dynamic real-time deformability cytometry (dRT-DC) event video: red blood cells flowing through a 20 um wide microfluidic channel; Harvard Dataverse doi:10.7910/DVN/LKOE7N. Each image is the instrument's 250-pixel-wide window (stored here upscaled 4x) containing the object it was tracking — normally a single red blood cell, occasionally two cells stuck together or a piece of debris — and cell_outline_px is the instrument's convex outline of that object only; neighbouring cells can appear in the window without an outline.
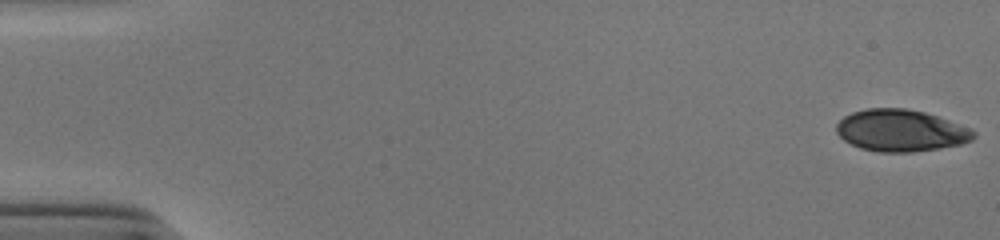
{"species": "human", "species_latin": "Homo sapiens", "temperature_condition": "cold", "stored_images_in_passage": 10, "camera_frame_rate_fps": 3000, "um_per_image_px": 0.085, "donor": {"sex": "male"}, "frame": {"image": 1, "passage_image": 1, "time_ms": 0.0, "image_size_px": [1000, 240], "cell_outline_px": [[976, 136], [972, 140], [960, 144], [940, 148], [912, 152], [876, 152], [860, 148], [844, 140], [836, 132], [836, 124], [844, 116], [852, 112], [868, 108], [908, 108], [924, 112], [972, 128], [976, 132]], "centroid_in_image_um": [76.57, 11.09], "position_along_channel_um": 8.4, "area_um2": 33.58}}